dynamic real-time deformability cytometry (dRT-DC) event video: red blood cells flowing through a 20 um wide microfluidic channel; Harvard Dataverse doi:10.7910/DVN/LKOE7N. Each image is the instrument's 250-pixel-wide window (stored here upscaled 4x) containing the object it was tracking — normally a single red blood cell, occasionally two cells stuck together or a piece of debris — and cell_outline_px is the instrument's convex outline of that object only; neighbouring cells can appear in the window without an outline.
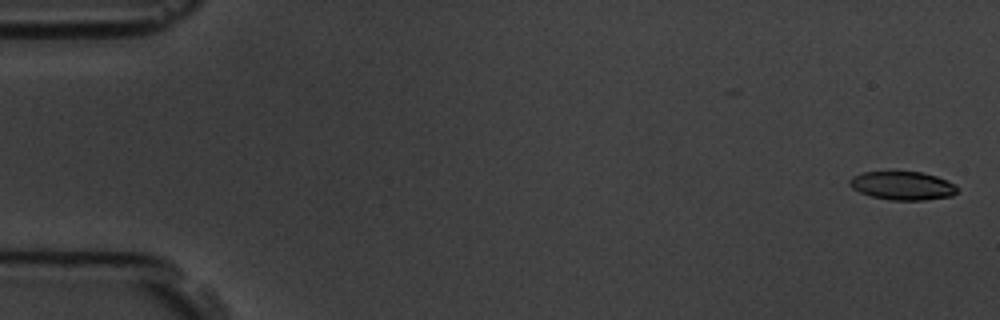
{"species": "common noctule bat (a hibernating species)", "species_latin": "Nyctalus noctula", "temperature_condition": "room temperature", "stored_images_in_passage": 5, "camera_frame_rate_fps": 3000, "um_per_image_px": 0.085, "animal": {"sex": "male", "body_mass_g": 19.5, "forearm_length_mm": 54.6}, "frame": {"image": 1, "passage_image": 1, "time_ms": 0.0, "image_size_px": [1000, 320], "cell_outline_px": [[960, 188], [952, 196], [924, 200], [888, 200], [872, 196], [860, 192], [852, 188], [848, 184], [848, 180], [852, 176], [864, 172], [924, 172], [936, 176], [956, 184]], "centroid_in_image_um": [76.73, 15.78], "position_along_channel_um": 8.3, "area_um2": 17.98}}
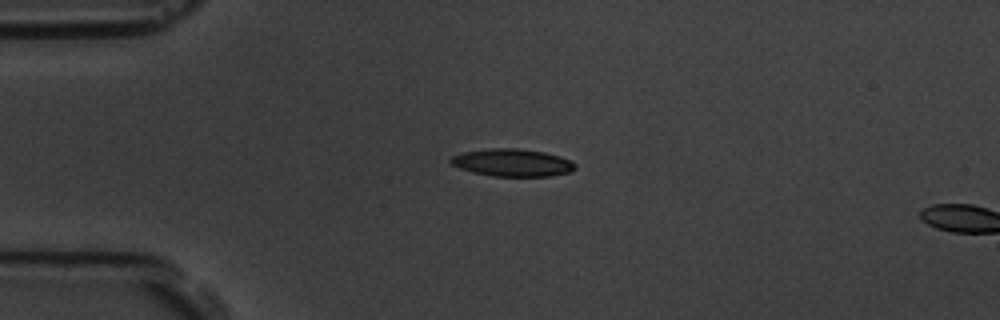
{"frame": {"image": 2, "passage_image": 4, "time_ms": 4.0, "image_size_px": [1000, 320], "cell_outline_px": [[576, 168], [572, 172], [552, 176], [492, 176], [472, 172], [460, 168], [452, 164], [448, 160], [452, 156], [464, 152], [492, 148], [516, 148], [544, 152], [560, 156], [572, 160], [576, 164]], "centroid_in_image_um": [43.59, 13.83], "position_along_channel_um": 41.4, "area_um2": 20.06}}